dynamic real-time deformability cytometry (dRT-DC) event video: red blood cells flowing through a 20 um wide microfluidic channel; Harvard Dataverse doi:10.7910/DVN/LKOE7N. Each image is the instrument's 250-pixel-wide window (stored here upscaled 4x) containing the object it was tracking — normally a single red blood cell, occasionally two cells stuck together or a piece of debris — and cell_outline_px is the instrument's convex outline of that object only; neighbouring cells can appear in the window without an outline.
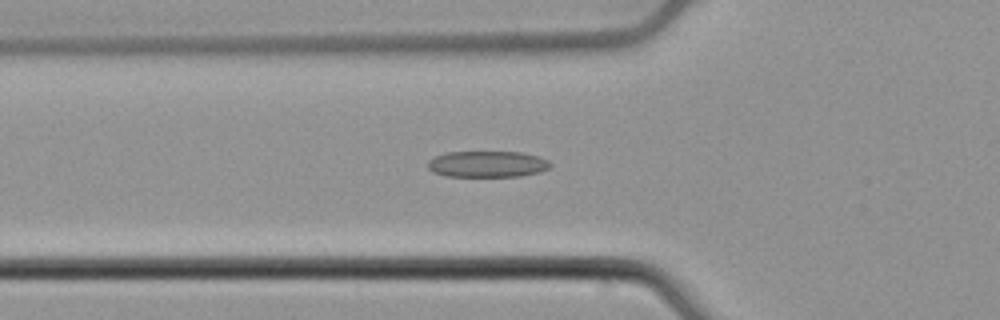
{"species": "common noctule bat (a hibernating species)", "species_latin": "Nyctalus noctula", "temperature_condition": "cold", "stored_images_in_passage": 53, "camera_frame_rate_fps": 3000, "um_per_image_px": 0.085, "animal": {"sex": "male", "body_mass_g": 21.5, "forearm_length_mm": 52.0}, "frame": {"image": 1, "passage_image": 19, "time_ms": 6.0, "image_size_px": [1000, 320], "cell_outline_px": [[552, 164], [548, 168], [540, 172], [520, 176], [448, 176], [432, 172], [428, 168], [428, 160], [436, 156], [448, 152], [520, 152], [536, 156], [548, 160]], "centroid_in_image_um": [41.42, 13.95], "position_along_channel_um": 84.4, "area_um2": 18.61}}
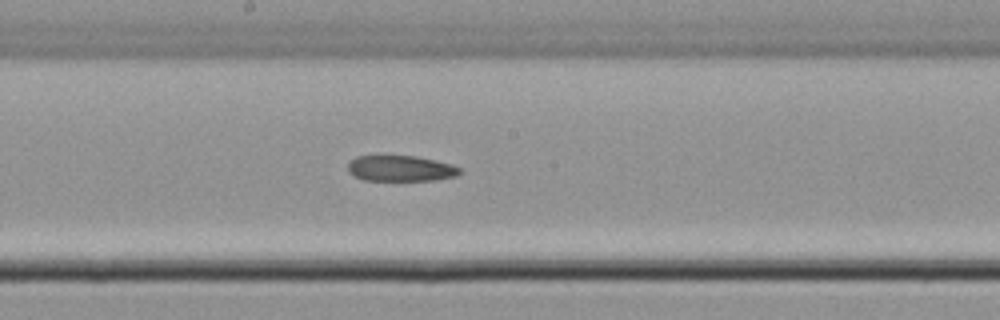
{"frame": {"image": 2, "passage_image": 29, "time_ms": 9.333, "image_size_px": [1000, 320], "cell_outline_px": [[460, 172], [456, 176], [436, 180], [364, 180], [348, 172], [348, 164], [356, 156], [416, 156], [452, 164], [460, 168]], "centroid_in_image_um": [34.06, 14.32], "position_along_channel_um": 214.1, "area_um2": 16.65}}
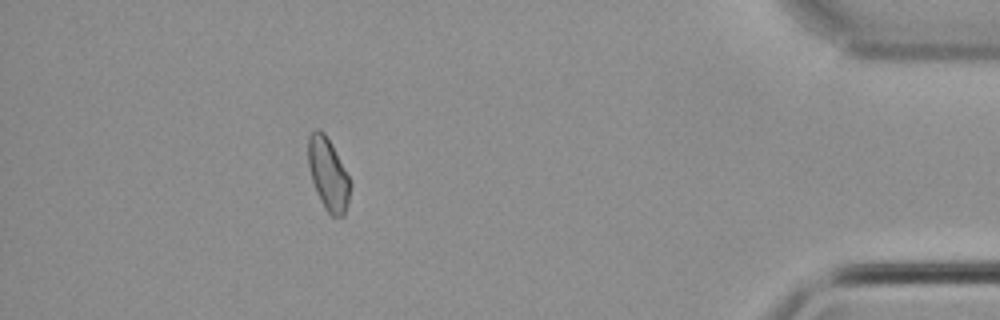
{"frame": {"image": 3, "passage_image": 48, "time_ms": 15.667, "image_size_px": [1000, 320], "cell_outline_px": [[352, 184], [344, 216], [332, 216], [324, 208], [316, 192], [312, 180], [308, 164], [308, 136], [316, 128], [320, 128], [324, 132], [352, 180]], "centroid_in_image_um": [27.9, 14.8], "position_along_channel_um": 407.3, "area_um2": 17.8}, "authors_computed_cell_mechanics": {"area_um2": 18.4382, "velocity_mm_per_s": 3.891, "shape_relaxation_time_tau1_ms": null, "shape_relaxation_time_tau2_ms": 6.0902, "deformation_change_tau1": null, "deformation_change_tau2": 0.1316}}